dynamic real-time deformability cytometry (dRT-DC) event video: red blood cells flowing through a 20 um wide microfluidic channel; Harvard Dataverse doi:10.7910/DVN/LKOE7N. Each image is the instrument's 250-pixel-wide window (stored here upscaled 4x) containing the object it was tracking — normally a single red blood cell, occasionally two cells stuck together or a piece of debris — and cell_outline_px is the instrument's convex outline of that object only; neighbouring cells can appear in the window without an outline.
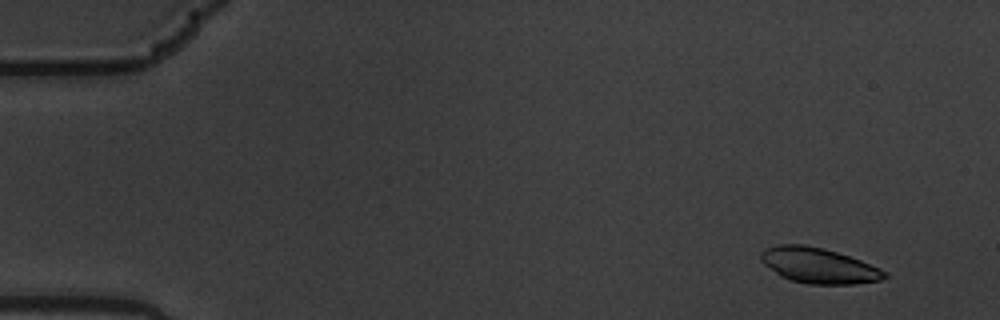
{"species": "common noctule bat (a hibernating species)", "species_latin": "Nyctalus noctula", "temperature_condition": "warm", "stored_images_in_passage": 54, "camera_frame_rate_fps": 3000, "um_per_image_px": 0.085, "animal": {"sex": "male", "body_mass_g": 19.5, "forearm_length_mm": 54.6}, "frame": {"image": 1, "passage_image": 1, "time_ms": 0.0, "image_size_px": [1000, 320], "cell_outline_px": [[888, 276], [880, 280], [856, 284], [808, 284], [788, 280], [780, 276], [764, 264], [760, 260], [760, 252], [764, 248], [780, 244], [804, 244], [836, 252], [860, 260], [880, 268], [888, 272]], "centroid_in_image_um": [69.56, 22.58], "position_along_channel_um": 15.4, "area_um2": 25.61}}
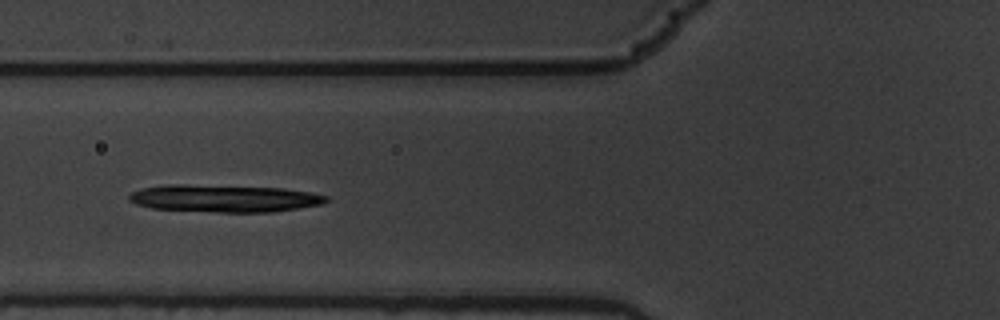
{"frame": {"image": 2, "passage_image": 19, "time_ms": 6.0, "image_size_px": [1000, 320], "cell_outline_px": [[328, 200], [320, 204], [272, 212], [216, 212], [152, 208], [136, 204], [128, 200], [128, 196], [132, 192], [140, 188], [164, 184], [184, 184], [284, 188], [308, 192], [328, 196]], "centroid_in_image_um": [18.99, 16.85], "position_along_channel_um": 106.8, "area_um2": 31.39}}
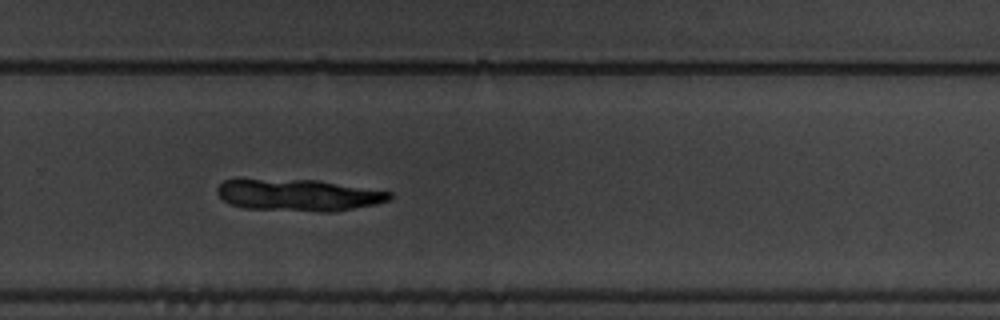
{"frame": {"image": 3, "passage_image": 36, "time_ms": 11.667, "image_size_px": [1000, 320], "cell_outline_px": [[392, 196], [388, 200], [376, 204], [332, 212], [320, 212], [244, 208], [232, 204], [224, 200], [216, 192], [216, 188], [224, 180], [320, 180], [392, 192]], "centroid_in_image_um": [25.41, 16.59], "position_along_channel_um": 304.4, "area_um2": 31.67}}